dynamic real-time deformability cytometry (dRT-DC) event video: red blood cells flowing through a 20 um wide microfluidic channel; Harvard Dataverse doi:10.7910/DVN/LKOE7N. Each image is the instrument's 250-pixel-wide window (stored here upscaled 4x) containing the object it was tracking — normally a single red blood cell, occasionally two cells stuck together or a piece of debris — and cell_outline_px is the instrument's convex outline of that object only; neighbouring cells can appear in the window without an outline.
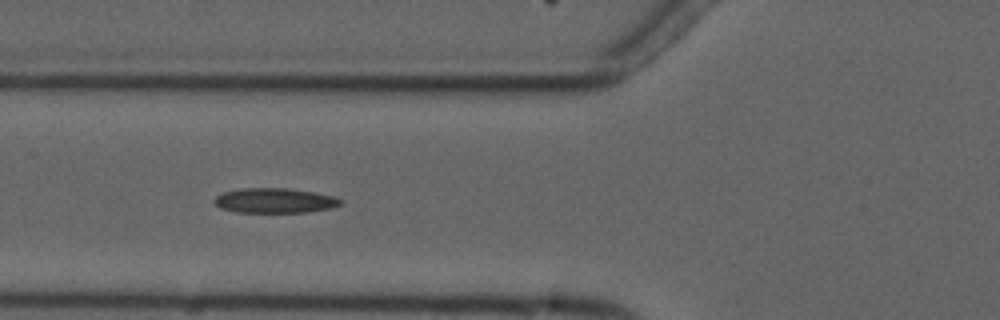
{"species": "common noctule bat (a hibernating species)", "species_latin": "Nyctalus noctula", "temperature_condition": "cold", "stored_images_in_passage": 10, "camera_frame_rate_fps": 3000, "um_per_image_px": 0.085, "animal": {"sex": "male", "forearm_length_mm": 52.5}, "frame": {"image": 1, "passage_image": 6, "time_ms": 6.667, "image_size_px": [1000, 320], "cell_outline_px": [[340, 204], [332, 208], [304, 212], [236, 212], [220, 208], [212, 200], [216, 196], [224, 192], [240, 188], [288, 188], [312, 192], [332, 196], [340, 200]], "centroid_in_image_um": [23.29, 17.04], "position_along_channel_um": 102.5, "area_um2": 18.09}}
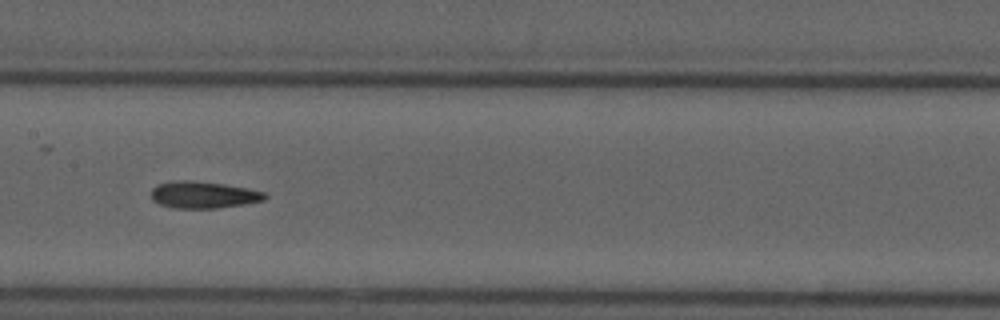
{"frame": {"image": 2, "passage_image": 8, "time_ms": 9.0, "image_size_px": [1000, 320], "cell_outline_px": [[268, 196], [264, 200], [244, 204], [216, 208], [176, 208], [160, 204], [152, 200], [152, 188], [156, 184], [172, 180], [192, 180], [224, 184], [248, 188], [264, 192]], "centroid_in_image_um": [17.27, 16.54], "position_along_channel_um": 190.1, "area_um2": 17.86}}
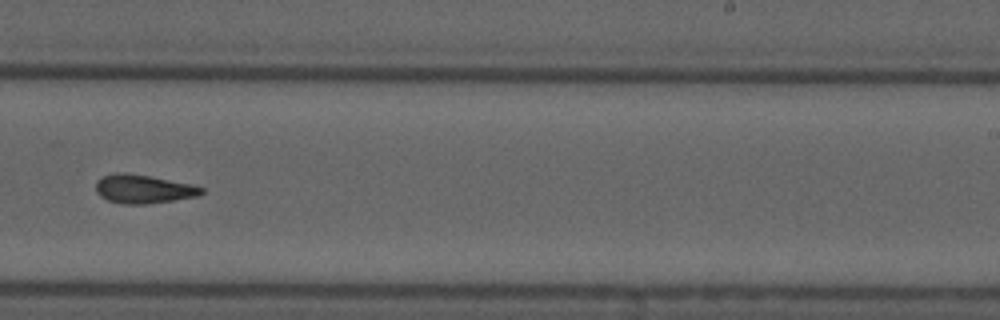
{"frame": {"image": 3, "passage_image": 10, "time_ms": 11.333, "image_size_px": [1000, 320], "cell_outline_px": [[204, 192], [196, 196], [148, 204], [124, 204], [108, 200], [100, 196], [96, 192], [96, 180], [112, 172], [124, 172], [148, 176], [192, 184], [204, 188]], "centroid_in_image_um": [12.15, 16.06], "position_along_channel_um": 276.8, "area_um2": 17.57}}